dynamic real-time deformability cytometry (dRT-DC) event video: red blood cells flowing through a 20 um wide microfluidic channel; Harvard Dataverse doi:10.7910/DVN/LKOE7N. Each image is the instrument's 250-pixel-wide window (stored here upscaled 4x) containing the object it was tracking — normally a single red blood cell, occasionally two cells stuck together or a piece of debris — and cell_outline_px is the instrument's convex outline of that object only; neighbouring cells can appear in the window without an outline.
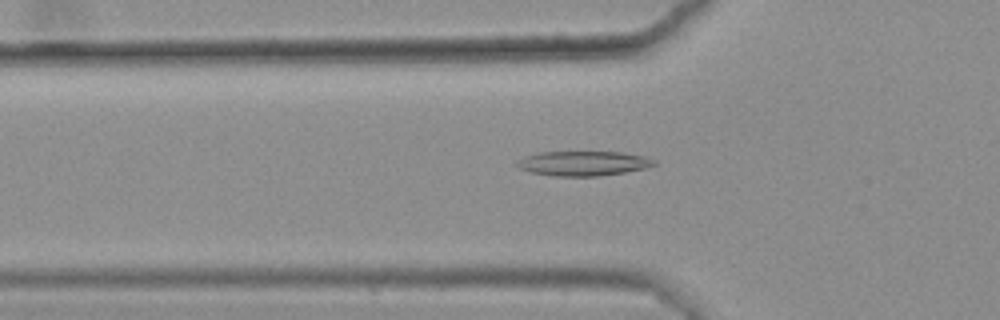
{"species": "common noctule bat (a hibernating species)", "species_latin": "Nyctalus noctula", "temperature_condition": "warm", "stored_images_in_passage": 39, "camera_frame_rate_fps": 3000, "um_per_image_px": 0.085, "animal": {"sex": "female", "body_mass_g": 25.1}, "frame": {"image": 1, "passage_image": 8, "time_ms": 2.333, "image_size_px": [1000, 320], "cell_outline_px": [[656, 164], [644, 168], [624, 172], [600, 176], [552, 176], [532, 172], [520, 168], [516, 164], [516, 160], [524, 156], [540, 152], [620, 152], [644, 156], [656, 160]], "centroid_in_image_um": [49.56, 13.88], "position_along_channel_um": 76.2, "area_um2": 19.65}}
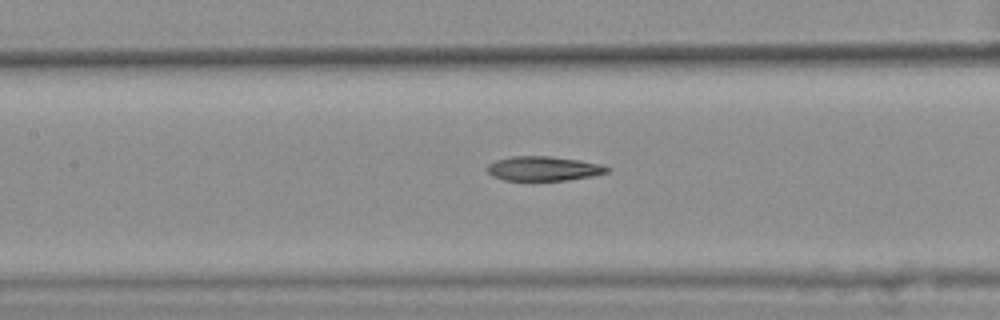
{"frame": {"image": 2, "passage_image": 15, "time_ms": 4.667, "image_size_px": [1000, 320], "cell_outline_px": [[612, 168], [608, 172], [592, 176], [568, 180], [504, 180], [492, 176], [484, 168], [488, 164], [496, 160], [512, 156], [548, 156], [580, 160], [600, 164]], "centroid_in_image_um": [46.19, 14.32], "position_along_channel_um": 161.2, "area_um2": 17.17}}
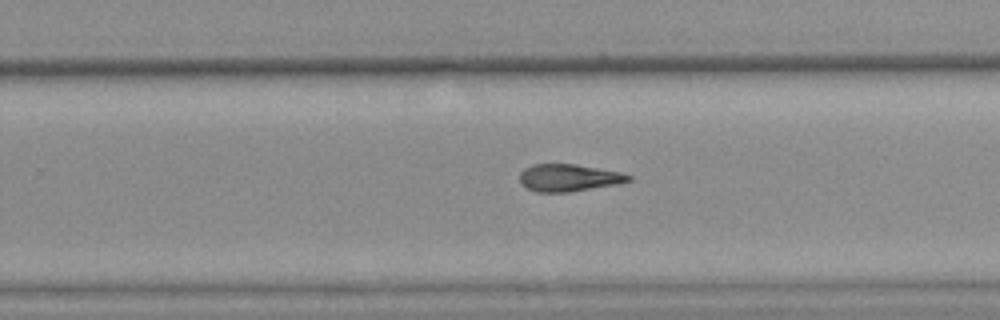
{"frame": {"image": 3, "passage_image": 25, "time_ms": 8.0, "image_size_px": [1000, 320], "cell_outline_px": [[632, 180], [616, 184], [568, 192], [536, 192], [520, 184], [520, 172], [524, 168], [532, 164], [576, 164], [620, 172], [632, 176]], "centroid_in_image_um": [48.31, 15.1], "position_along_channel_um": 281.5, "area_um2": 17.22}}